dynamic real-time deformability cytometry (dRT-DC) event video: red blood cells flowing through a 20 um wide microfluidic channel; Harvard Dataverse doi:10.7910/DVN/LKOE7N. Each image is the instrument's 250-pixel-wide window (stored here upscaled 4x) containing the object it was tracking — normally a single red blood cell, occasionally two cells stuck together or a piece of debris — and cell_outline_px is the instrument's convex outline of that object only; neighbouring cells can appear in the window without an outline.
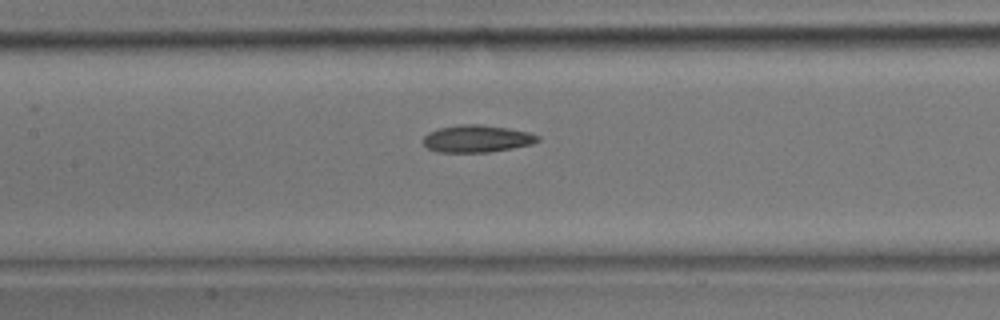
{"species": "common noctule bat (a hibernating species)", "species_latin": "Nyctalus noctula", "temperature_condition": "room temperature", "stored_images_in_passage": 11, "camera_frame_rate_fps": 3000, "um_per_image_px": 0.085, "animal": {"sex": "male", "body_mass_g": 17.9}, "frame": {"image": 1, "passage_image": 8, "time_ms": 2.333, "image_size_px": [1000, 320], "cell_outline_px": [[540, 140], [532, 144], [512, 148], [488, 152], [436, 152], [428, 148], [424, 144], [424, 136], [428, 132], [440, 128], [460, 124], [480, 124], [508, 128], [528, 132], [540, 136]], "centroid_in_image_um": [40.54, 11.79], "position_along_channel_um": 166.9, "area_um2": 18.15}}